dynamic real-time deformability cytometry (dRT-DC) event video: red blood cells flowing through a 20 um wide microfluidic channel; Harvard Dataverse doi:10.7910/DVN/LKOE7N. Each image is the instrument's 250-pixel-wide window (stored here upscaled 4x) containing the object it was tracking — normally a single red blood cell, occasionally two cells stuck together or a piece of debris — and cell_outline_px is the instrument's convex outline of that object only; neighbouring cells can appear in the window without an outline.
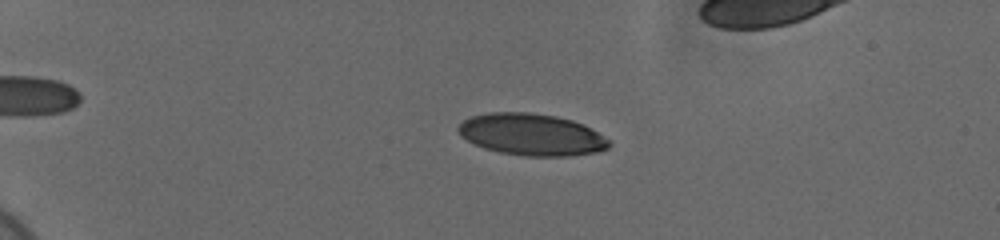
{"species": "human", "species_latin": "Homo sapiens", "temperature_condition": "cold", "stored_images_in_passage": 50, "camera_frame_rate_fps": 3000, "um_per_image_px": 0.085, "donor": {"sex": "female"}, "frame": {"image": 1, "passage_image": 9, "time_ms": 2.667, "image_size_px": [1000, 240], "cell_outline_px": [[612, 144], [608, 148], [600, 152], [568, 156], [524, 156], [500, 152], [484, 148], [460, 136], [456, 128], [464, 120], [472, 116], [488, 112], [528, 112], [556, 116], [572, 120], [584, 124], [612, 140]], "centroid_in_image_um": [45.23, 11.44], "position_along_channel_um": 39.8, "area_um2": 37.05}}
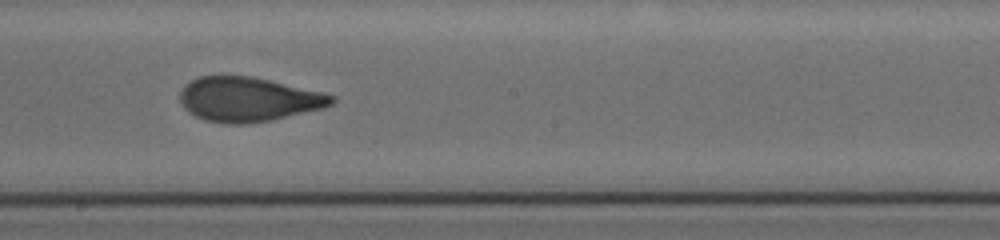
{"frame": {"image": 2, "passage_image": 30, "time_ms": 9.667, "image_size_px": [1000, 240], "cell_outline_px": [[336, 100], [332, 104], [324, 108], [268, 120], [248, 124], [228, 124], [208, 120], [196, 116], [188, 112], [184, 108], [180, 100], [180, 92], [184, 84], [200, 76], [252, 76], [324, 92], [336, 96]], "centroid_in_image_um": [21.12, 8.43], "position_along_channel_um": 227.1, "area_um2": 39.19}}
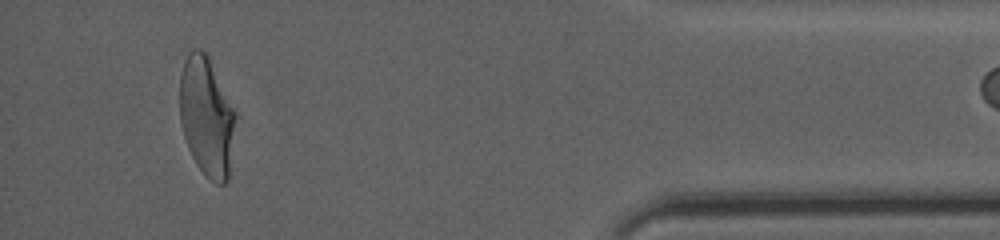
{"frame": {"image": 3, "passage_image": 49, "time_ms": 16.0, "image_size_px": [1000, 240], "cell_outline_px": [[232, 128], [228, 180], [224, 184], [216, 184], [196, 164], [188, 148], [184, 136], [180, 120], [180, 76], [184, 60], [188, 52], [196, 48], [200, 48], [208, 56], [232, 112]], "centroid_in_image_um": [17.47, 9.9], "position_along_channel_um": 417.7, "area_um2": 36.88}}